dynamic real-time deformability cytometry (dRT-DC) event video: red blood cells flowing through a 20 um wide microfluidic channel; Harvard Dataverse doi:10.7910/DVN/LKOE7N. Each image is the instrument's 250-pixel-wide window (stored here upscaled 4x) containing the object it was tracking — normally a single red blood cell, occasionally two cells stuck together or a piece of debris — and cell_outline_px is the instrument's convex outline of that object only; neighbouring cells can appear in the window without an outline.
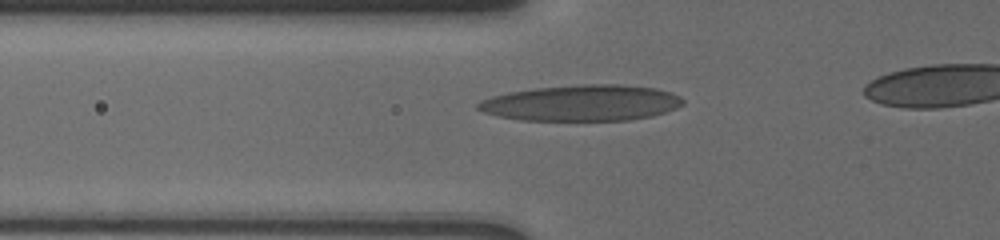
{"species": "human", "species_latin": "Homo sapiens", "temperature_condition": "cold", "stored_images_in_passage": 17, "camera_frame_rate_fps": 3000, "um_per_image_px": 0.085, "donor": {"sex": "male"}, "frame": {"image": 1, "passage_image": 4, "time_ms": 1.333, "image_size_px": [1000, 240], "cell_outline_px": [[684, 104], [676, 108], [652, 116], [628, 120], [520, 120], [500, 116], [484, 112], [476, 108], [476, 104], [492, 96], [508, 92], [536, 88], [580, 84], [620, 84], [656, 88], [680, 96], [684, 100]], "centroid_in_image_um": [49.46, 8.74], "position_along_channel_um": 76.3, "area_um2": 42.83}}
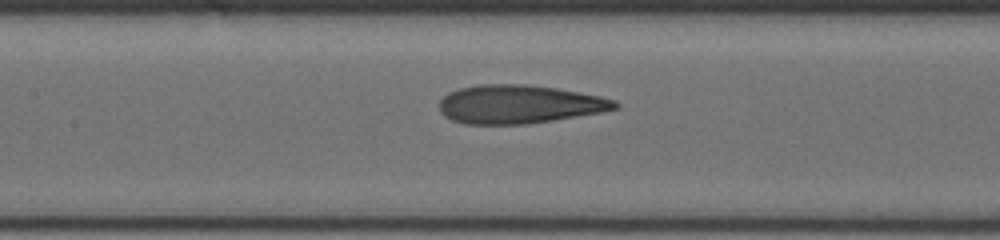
{"frame": {"image": 2, "passage_image": 10, "time_ms": 3.667, "image_size_px": [1000, 240], "cell_outline_px": [[620, 108], [600, 112], [552, 120], [524, 124], [464, 124], [452, 120], [444, 116], [440, 112], [440, 100], [448, 92], [460, 88], [480, 84], [528, 84], [556, 88], [600, 96], [616, 100], [620, 104]], "centroid_in_image_um": [44.12, 8.86], "position_along_channel_um": 163.3, "area_um2": 39.42}}
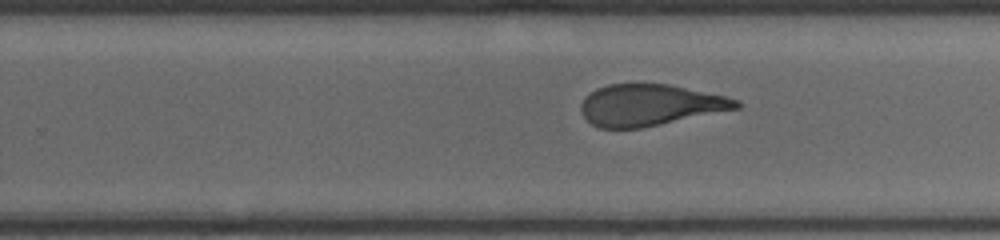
{"frame": {"image": 3, "passage_image": 17, "time_ms": 6.667, "image_size_px": [1000, 240], "cell_outline_px": [[740, 108], [640, 128], [600, 128], [592, 124], [584, 116], [580, 108], [580, 104], [584, 96], [596, 88], [608, 84], [668, 84], [724, 96], [740, 100]], "centroid_in_image_um": [55.21, 8.92], "position_along_channel_um": 274.6, "area_um2": 37.22}}